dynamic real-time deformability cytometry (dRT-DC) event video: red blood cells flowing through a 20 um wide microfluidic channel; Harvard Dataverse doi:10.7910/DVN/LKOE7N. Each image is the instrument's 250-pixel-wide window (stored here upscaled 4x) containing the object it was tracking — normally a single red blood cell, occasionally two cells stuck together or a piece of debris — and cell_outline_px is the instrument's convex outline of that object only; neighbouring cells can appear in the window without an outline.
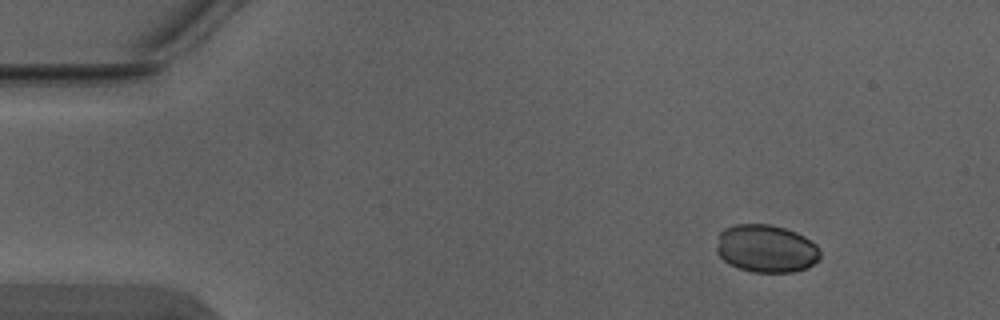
{"species": "Egyptian fruit bat (a non-hibernating species)", "species_latin": "Rousettus aegyptiacus", "temperature_condition": "warm", "stored_images_in_passage": 5, "camera_frame_rate_fps": 3000, "um_per_image_px": 0.085, "animal": {"sex": "male"}, "frame": {"image": 1, "passage_image": 2, "time_ms": 0.333, "image_size_px": [1000, 320], "cell_outline_px": [[820, 260], [808, 268], [792, 272], [752, 272], [728, 264], [716, 252], [716, 248], [720, 232], [724, 228], [736, 224], [772, 224], [796, 232], [804, 236], [816, 244], [820, 248]], "centroid_in_image_um": [65.14, 21.13], "position_along_channel_um": 19.9, "area_um2": 29.13}}
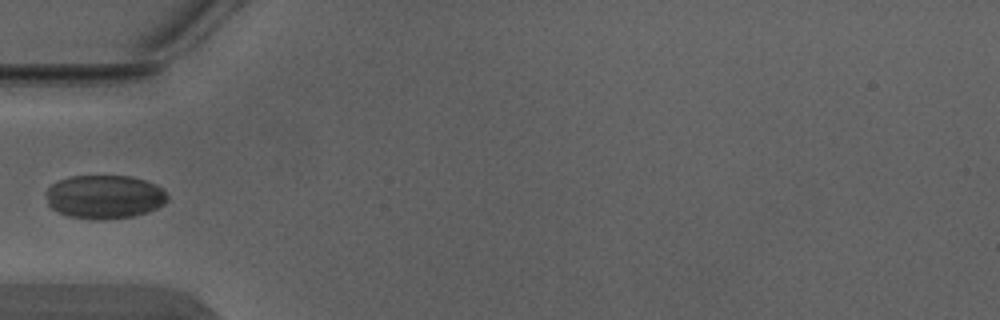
{"frame": {"image": 2, "passage_image": 5, "time_ms": 1.333, "image_size_px": [1000, 320], "cell_outline_px": [[168, 200], [164, 204], [148, 212], [132, 216], [100, 220], [92, 220], [68, 216], [52, 208], [48, 204], [44, 192], [52, 184], [60, 180], [72, 176], [132, 176], [156, 184], [168, 196]], "centroid_in_image_um": [8.87, 16.73], "position_along_channel_um": 76.1, "area_um2": 30.92}}